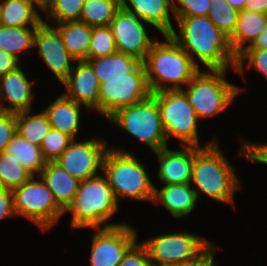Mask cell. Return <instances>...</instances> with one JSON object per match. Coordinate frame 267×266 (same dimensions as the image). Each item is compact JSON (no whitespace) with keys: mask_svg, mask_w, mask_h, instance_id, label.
Listing matches in <instances>:
<instances>
[{"mask_svg":"<svg viewBox=\"0 0 267 266\" xmlns=\"http://www.w3.org/2000/svg\"><path fill=\"white\" fill-rule=\"evenodd\" d=\"M140 242L148 251L153 266H186L199 260L216 244L186 230L148 236Z\"/></svg>","mask_w":267,"mask_h":266,"instance_id":"cell-8","label":"cell"},{"mask_svg":"<svg viewBox=\"0 0 267 266\" xmlns=\"http://www.w3.org/2000/svg\"><path fill=\"white\" fill-rule=\"evenodd\" d=\"M266 24L267 14L249 10L239 11L236 29L229 38L230 45L236 56L253 43Z\"/></svg>","mask_w":267,"mask_h":266,"instance_id":"cell-24","label":"cell"},{"mask_svg":"<svg viewBox=\"0 0 267 266\" xmlns=\"http://www.w3.org/2000/svg\"><path fill=\"white\" fill-rule=\"evenodd\" d=\"M106 121L112 127H118L138 142L144 143L152 152L170 145L167 142L157 100L152 95L139 103L118 109Z\"/></svg>","mask_w":267,"mask_h":266,"instance_id":"cell-9","label":"cell"},{"mask_svg":"<svg viewBox=\"0 0 267 266\" xmlns=\"http://www.w3.org/2000/svg\"><path fill=\"white\" fill-rule=\"evenodd\" d=\"M216 244L199 260L194 263L188 264L186 266H218L215 261L216 251H217Z\"/></svg>","mask_w":267,"mask_h":266,"instance_id":"cell-43","label":"cell"},{"mask_svg":"<svg viewBox=\"0 0 267 266\" xmlns=\"http://www.w3.org/2000/svg\"><path fill=\"white\" fill-rule=\"evenodd\" d=\"M34 49L44 66L51 71L57 83L62 84L76 60L66 50L58 30L50 24L41 22L36 27Z\"/></svg>","mask_w":267,"mask_h":266,"instance_id":"cell-15","label":"cell"},{"mask_svg":"<svg viewBox=\"0 0 267 266\" xmlns=\"http://www.w3.org/2000/svg\"><path fill=\"white\" fill-rule=\"evenodd\" d=\"M42 16L48 10L51 0H27ZM43 12V13H41Z\"/></svg>","mask_w":267,"mask_h":266,"instance_id":"cell-46","label":"cell"},{"mask_svg":"<svg viewBox=\"0 0 267 266\" xmlns=\"http://www.w3.org/2000/svg\"><path fill=\"white\" fill-rule=\"evenodd\" d=\"M229 5L238 11L244 10L246 0H227Z\"/></svg>","mask_w":267,"mask_h":266,"instance_id":"cell-47","label":"cell"},{"mask_svg":"<svg viewBox=\"0 0 267 266\" xmlns=\"http://www.w3.org/2000/svg\"><path fill=\"white\" fill-rule=\"evenodd\" d=\"M111 145L102 162V173L108 180L120 206L121 201L149 202L154 197V182L146 164L123 145ZM148 171V172H147Z\"/></svg>","mask_w":267,"mask_h":266,"instance_id":"cell-3","label":"cell"},{"mask_svg":"<svg viewBox=\"0 0 267 266\" xmlns=\"http://www.w3.org/2000/svg\"><path fill=\"white\" fill-rule=\"evenodd\" d=\"M109 27L113 33L117 51L133 56L142 63L153 43L159 38L157 34L150 31L151 25L125 11L122 7L112 19ZM150 32L153 36H150Z\"/></svg>","mask_w":267,"mask_h":266,"instance_id":"cell-14","label":"cell"},{"mask_svg":"<svg viewBox=\"0 0 267 266\" xmlns=\"http://www.w3.org/2000/svg\"><path fill=\"white\" fill-rule=\"evenodd\" d=\"M154 186L152 204L164 208L173 218L182 219L194 212L199 199L190 183Z\"/></svg>","mask_w":267,"mask_h":266,"instance_id":"cell-20","label":"cell"},{"mask_svg":"<svg viewBox=\"0 0 267 266\" xmlns=\"http://www.w3.org/2000/svg\"><path fill=\"white\" fill-rule=\"evenodd\" d=\"M37 26L7 27L0 25V49L13 55L22 64L24 54H34V37ZM22 55V56H21Z\"/></svg>","mask_w":267,"mask_h":266,"instance_id":"cell-26","label":"cell"},{"mask_svg":"<svg viewBox=\"0 0 267 266\" xmlns=\"http://www.w3.org/2000/svg\"><path fill=\"white\" fill-rule=\"evenodd\" d=\"M121 7V0H85L79 21L92 27L109 26Z\"/></svg>","mask_w":267,"mask_h":266,"instance_id":"cell-30","label":"cell"},{"mask_svg":"<svg viewBox=\"0 0 267 266\" xmlns=\"http://www.w3.org/2000/svg\"><path fill=\"white\" fill-rule=\"evenodd\" d=\"M219 142L217 139L213 144L202 147L195 153L190 184L199 200L204 195L235 209V196L236 192L243 190L242 181Z\"/></svg>","mask_w":267,"mask_h":266,"instance_id":"cell-2","label":"cell"},{"mask_svg":"<svg viewBox=\"0 0 267 266\" xmlns=\"http://www.w3.org/2000/svg\"><path fill=\"white\" fill-rule=\"evenodd\" d=\"M245 136L237 137V142L239 145V151L233 156L238 160L239 158H245L246 161L250 163H258L262 166H267V143L266 142H256L255 140H250V138H244Z\"/></svg>","mask_w":267,"mask_h":266,"instance_id":"cell-37","label":"cell"},{"mask_svg":"<svg viewBox=\"0 0 267 266\" xmlns=\"http://www.w3.org/2000/svg\"><path fill=\"white\" fill-rule=\"evenodd\" d=\"M16 218L29 220L42 233H49L64 216L52 192L39 176L13 190Z\"/></svg>","mask_w":267,"mask_h":266,"instance_id":"cell-10","label":"cell"},{"mask_svg":"<svg viewBox=\"0 0 267 266\" xmlns=\"http://www.w3.org/2000/svg\"><path fill=\"white\" fill-rule=\"evenodd\" d=\"M16 134V113L0 111V153Z\"/></svg>","mask_w":267,"mask_h":266,"instance_id":"cell-40","label":"cell"},{"mask_svg":"<svg viewBox=\"0 0 267 266\" xmlns=\"http://www.w3.org/2000/svg\"><path fill=\"white\" fill-rule=\"evenodd\" d=\"M85 0H51L42 21L52 25L64 21L80 20Z\"/></svg>","mask_w":267,"mask_h":266,"instance_id":"cell-32","label":"cell"},{"mask_svg":"<svg viewBox=\"0 0 267 266\" xmlns=\"http://www.w3.org/2000/svg\"><path fill=\"white\" fill-rule=\"evenodd\" d=\"M72 141L73 138L69 135L51 128L40 146L45 160L47 162H55Z\"/></svg>","mask_w":267,"mask_h":266,"instance_id":"cell-36","label":"cell"},{"mask_svg":"<svg viewBox=\"0 0 267 266\" xmlns=\"http://www.w3.org/2000/svg\"><path fill=\"white\" fill-rule=\"evenodd\" d=\"M238 13L239 11L231 7L227 0H211L207 16L230 38L236 29Z\"/></svg>","mask_w":267,"mask_h":266,"instance_id":"cell-34","label":"cell"},{"mask_svg":"<svg viewBox=\"0 0 267 266\" xmlns=\"http://www.w3.org/2000/svg\"><path fill=\"white\" fill-rule=\"evenodd\" d=\"M1 16H2V10H1V0H0V23H1Z\"/></svg>","mask_w":267,"mask_h":266,"instance_id":"cell-48","label":"cell"},{"mask_svg":"<svg viewBox=\"0 0 267 266\" xmlns=\"http://www.w3.org/2000/svg\"><path fill=\"white\" fill-rule=\"evenodd\" d=\"M83 140L73 139L67 149L55 161L79 181L94 177L102 172V162L109 148L108 140L104 137L90 135Z\"/></svg>","mask_w":267,"mask_h":266,"instance_id":"cell-13","label":"cell"},{"mask_svg":"<svg viewBox=\"0 0 267 266\" xmlns=\"http://www.w3.org/2000/svg\"><path fill=\"white\" fill-rule=\"evenodd\" d=\"M118 266H153L145 246L138 240L128 249Z\"/></svg>","mask_w":267,"mask_h":266,"instance_id":"cell-39","label":"cell"},{"mask_svg":"<svg viewBox=\"0 0 267 266\" xmlns=\"http://www.w3.org/2000/svg\"><path fill=\"white\" fill-rule=\"evenodd\" d=\"M89 266H118L128 249L139 240L129 222L105 228H92Z\"/></svg>","mask_w":267,"mask_h":266,"instance_id":"cell-12","label":"cell"},{"mask_svg":"<svg viewBox=\"0 0 267 266\" xmlns=\"http://www.w3.org/2000/svg\"><path fill=\"white\" fill-rule=\"evenodd\" d=\"M38 176L50 189L56 203L65 210L76 196L80 181L55 162H47Z\"/></svg>","mask_w":267,"mask_h":266,"instance_id":"cell-22","label":"cell"},{"mask_svg":"<svg viewBox=\"0 0 267 266\" xmlns=\"http://www.w3.org/2000/svg\"><path fill=\"white\" fill-rule=\"evenodd\" d=\"M115 39L109 26L92 27L88 59L117 53Z\"/></svg>","mask_w":267,"mask_h":266,"instance_id":"cell-35","label":"cell"},{"mask_svg":"<svg viewBox=\"0 0 267 266\" xmlns=\"http://www.w3.org/2000/svg\"><path fill=\"white\" fill-rule=\"evenodd\" d=\"M158 103L167 142L177 140V145L206 147L213 144L218 136H213L206 143H200L199 121L195 110L182 90H163L151 94ZM173 138V139H171Z\"/></svg>","mask_w":267,"mask_h":266,"instance_id":"cell-7","label":"cell"},{"mask_svg":"<svg viewBox=\"0 0 267 266\" xmlns=\"http://www.w3.org/2000/svg\"><path fill=\"white\" fill-rule=\"evenodd\" d=\"M244 10L267 14V0H246Z\"/></svg>","mask_w":267,"mask_h":266,"instance_id":"cell-44","label":"cell"},{"mask_svg":"<svg viewBox=\"0 0 267 266\" xmlns=\"http://www.w3.org/2000/svg\"><path fill=\"white\" fill-rule=\"evenodd\" d=\"M22 67L21 64L0 76V111L19 113L33 109V101L36 99L33 87L39 79H30L27 69L23 70Z\"/></svg>","mask_w":267,"mask_h":266,"instance_id":"cell-16","label":"cell"},{"mask_svg":"<svg viewBox=\"0 0 267 266\" xmlns=\"http://www.w3.org/2000/svg\"><path fill=\"white\" fill-rule=\"evenodd\" d=\"M151 94L141 62L128 77L107 78L100 84L98 115L107 120L118 109L139 103Z\"/></svg>","mask_w":267,"mask_h":266,"instance_id":"cell-11","label":"cell"},{"mask_svg":"<svg viewBox=\"0 0 267 266\" xmlns=\"http://www.w3.org/2000/svg\"><path fill=\"white\" fill-rule=\"evenodd\" d=\"M34 111L33 109L16 113V132L29 143L41 146L51 126L42 109Z\"/></svg>","mask_w":267,"mask_h":266,"instance_id":"cell-28","label":"cell"},{"mask_svg":"<svg viewBox=\"0 0 267 266\" xmlns=\"http://www.w3.org/2000/svg\"><path fill=\"white\" fill-rule=\"evenodd\" d=\"M122 8L152 26L160 35H169L176 21L173 0H121Z\"/></svg>","mask_w":267,"mask_h":266,"instance_id":"cell-19","label":"cell"},{"mask_svg":"<svg viewBox=\"0 0 267 266\" xmlns=\"http://www.w3.org/2000/svg\"><path fill=\"white\" fill-rule=\"evenodd\" d=\"M59 95L55 99L53 98L49 104H46L42 110L47 115L51 128L60 130L73 139H78L82 127L83 109L86 111L88 109L66 97L63 93Z\"/></svg>","mask_w":267,"mask_h":266,"instance_id":"cell-21","label":"cell"},{"mask_svg":"<svg viewBox=\"0 0 267 266\" xmlns=\"http://www.w3.org/2000/svg\"><path fill=\"white\" fill-rule=\"evenodd\" d=\"M5 151L13 155L34 176H38L47 163L41 147L29 143L17 132L6 146Z\"/></svg>","mask_w":267,"mask_h":266,"instance_id":"cell-29","label":"cell"},{"mask_svg":"<svg viewBox=\"0 0 267 266\" xmlns=\"http://www.w3.org/2000/svg\"><path fill=\"white\" fill-rule=\"evenodd\" d=\"M169 34L199 69H235L237 56L229 37L208 16L175 17ZM205 67V68H204Z\"/></svg>","mask_w":267,"mask_h":266,"instance_id":"cell-1","label":"cell"},{"mask_svg":"<svg viewBox=\"0 0 267 266\" xmlns=\"http://www.w3.org/2000/svg\"><path fill=\"white\" fill-rule=\"evenodd\" d=\"M164 147L153 154L157 158V180L164 185L190 183L196 146ZM182 147V148H181Z\"/></svg>","mask_w":267,"mask_h":266,"instance_id":"cell-17","label":"cell"},{"mask_svg":"<svg viewBox=\"0 0 267 266\" xmlns=\"http://www.w3.org/2000/svg\"><path fill=\"white\" fill-rule=\"evenodd\" d=\"M34 175L6 151L0 153V186L14 190L28 182Z\"/></svg>","mask_w":267,"mask_h":266,"instance_id":"cell-31","label":"cell"},{"mask_svg":"<svg viewBox=\"0 0 267 266\" xmlns=\"http://www.w3.org/2000/svg\"><path fill=\"white\" fill-rule=\"evenodd\" d=\"M143 64L151 93L182 90L200 70L170 35H160Z\"/></svg>","mask_w":267,"mask_h":266,"instance_id":"cell-5","label":"cell"},{"mask_svg":"<svg viewBox=\"0 0 267 266\" xmlns=\"http://www.w3.org/2000/svg\"><path fill=\"white\" fill-rule=\"evenodd\" d=\"M236 74L243 83L247 84L245 71L255 70L258 75L267 80V50L263 49H245L237 56L235 64Z\"/></svg>","mask_w":267,"mask_h":266,"instance_id":"cell-33","label":"cell"},{"mask_svg":"<svg viewBox=\"0 0 267 266\" xmlns=\"http://www.w3.org/2000/svg\"><path fill=\"white\" fill-rule=\"evenodd\" d=\"M21 64L13 55L0 49V76L15 70Z\"/></svg>","mask_w":267,"mask_h":266,"instance_id":"cell-42","label":"cell"},{"mask_svg":"<svg viewBox=\"0 0 267 266\" xmlns=\"http://www.w3.org/2000/svg\"><path fill=\"white\" fill-rule=\"evenodd\" d=\"M211 0H173L175 17L207 16Z\"/></svg>","mask_w":267,"mask_h":266,"instance_id":"cell-38","label":"cell"},{"mask_svg":"<svg viewBox=\"0 0 267 266\" xmlns=\"http://www.w3.org/2000/svg\"><path fill=\"white\" fill-rule=\"evenodd\" d=\"M60 33L64 46L76 61L88 60L92 26L74 20L52 24Z\"/></svg>","mask_w":267,"mask_h":266,"instance_id":"cell-23","label":"cell"},{"mask_svg":"<svg viewBox=\"0 0 267 266\" xmlns=\"http://www.w3.org/2000/svg\"><path fill=\"white\" fill-rule=\"evenodd\" d=\"M246 49H263L267 50V24L263 31L256 37L253 43Z\"/></svg>","mask_w":267,"mask_h":266,"instance_id":"cell-45","label":"cell"},{"mask_svg":"<svg viewBox=\"0 0 267 266\" xmlns=\"http://www.w3.org/2000/svg\"><path fill=\"white\" fill-rule=\"evenodd\" d=\"M231 70L236 73V69H200L182 89L199 121L222 114L246 90L228 81Z\"/></svg>","mask_w":267,"mask_h":266,"instance_id":"cell-6","label":"cell"},{"mask_svg":"<svg viewBox=\"0 0 267 266\" xmlns=\"http://www.w3.org/2000/svg\"><path fill=\"white\" fill-rule=\"evenodd\" d=\"M87 61L100 84L107 78L128 77V73L141 63L137 58L119 52L104 57L89 58Z\"/></svg>","mask_w":267,"mask_h":266,"instance_id":"cell-25","label":"cell"},{"mask_svg":"<svg viewBox=\"0 0 267 266\" xmlns=\"http://www.w3.org/2000/svg\"><path fill=\"white\" fill-rule=\"evenodd\" d=\"M113 190L107 178L100 174L80 181L76 196L64 210L71 214L70 228L74 230L105 228L124 224L125 221L112 222L120 212Z\"/></svg>","mask_w":267,"mask_h":266,"instance_id":"cell-4","label":"cell"},{"mask_svg":"<svg viewBox=\"0 0 267 266\" xmlns=\"http://www.w3.org/2000/svg\"><path fill=\"white\" fill-rule=\"evenodd\" d=\"M61 86L66 97L98 114L100 83L88 61H76Z\"/></svg>","mask_w":267,"mask_h":266,"instance_id":"cell-18","label":"cell"},{"mask_svg":"<svg viewBox=\"0 0 267 266\" xmlns=\"http://www.w3.org/2000/svg\"><path fill=\"white\" fill-rule=\"evenodd\" d=\"M1 23L7 27L38 26L42 15L27 0H1Z\"/></svg>","mask_w":267,"mask_h":266,"instance_id":"cell-27","label":"cell"},{"mask_svg":"<svg viewBox=\"0 0 267 266\" xmlns=\"http://www.w3.org/2000/svg\"><path fill=\"white\" fill-rule=\"evenodd\" d=\"M16 217L14 210V193L11 189L0 186V221Z\"/></svg>","mask_w":267,"mask_h":266,"instance_id":"cell-41","label":"cell"}]
</instances>
